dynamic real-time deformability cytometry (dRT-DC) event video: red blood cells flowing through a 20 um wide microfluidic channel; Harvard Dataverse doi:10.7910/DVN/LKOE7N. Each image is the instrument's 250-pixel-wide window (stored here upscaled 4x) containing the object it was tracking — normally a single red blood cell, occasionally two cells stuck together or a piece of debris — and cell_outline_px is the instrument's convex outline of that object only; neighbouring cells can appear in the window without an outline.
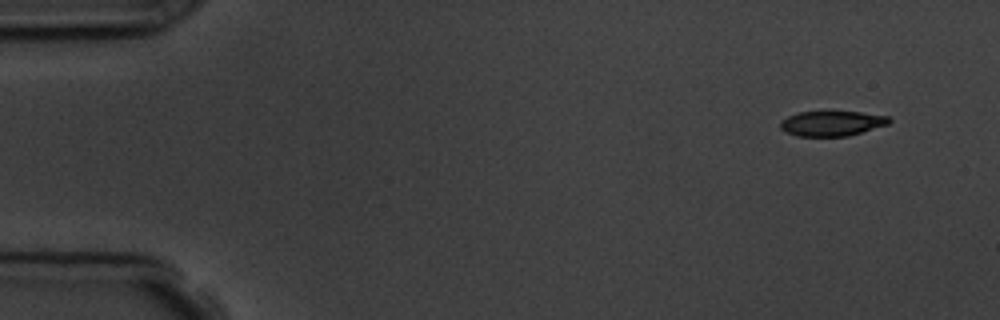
{"species": "common noctule bat (a hibernating species)", "species_latin": "Nyctalus noctula", "temperature_condition": "room temperature", "stored_images_in_passage": 7, "camera_frame_rate_fps": 3000, "um_per_image_px": 0.085, "animal": {"sex": "male", "body_mass_g": 19.5, "forearm_length_mm": 54.6}, "frame": {"image": 1, "passage_image": 1, "time_ms": 0.0, "image_size_px": [1000, 320], "cell_outline_px": [[892, 120], [888, 124], [848, 136], [796, 136], [780, 128], [780, 120], [788, 116], [800, 112], [832, 108], [888, 116]], "centroid_in_image_um": [70.7, 10.43], "position_along_channel_um": 14.3, "area_um2": 16.59}}
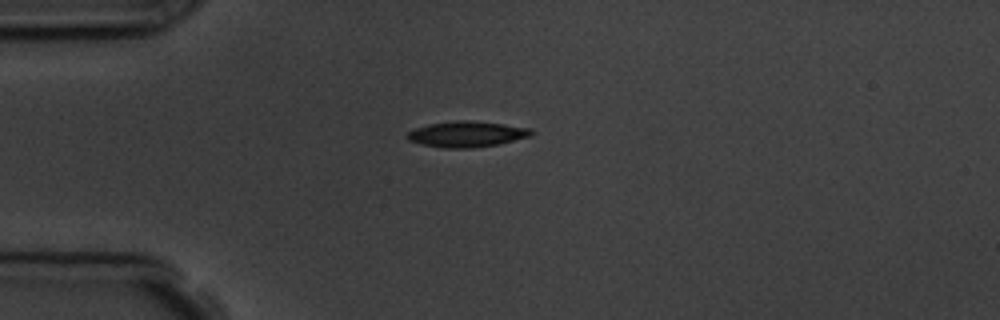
{"frame": {"image": 2, "passage_image": 4, "time_ms": 3.333, "image_size_px": [1000, 320], "cell_outline_px": [[532, 136], [496, 144], [472, 148], [444, 148], [424, 144], [408, 140], [404, 136], [408, 132], [416, 128], [428, 124], [456, 120], [468, 120], [504, 124], [532, 128]], "centroid_in_image_um": [39.67, 11.39], "position_along_channel_um": 45.3, "area_um2": 18.55}}
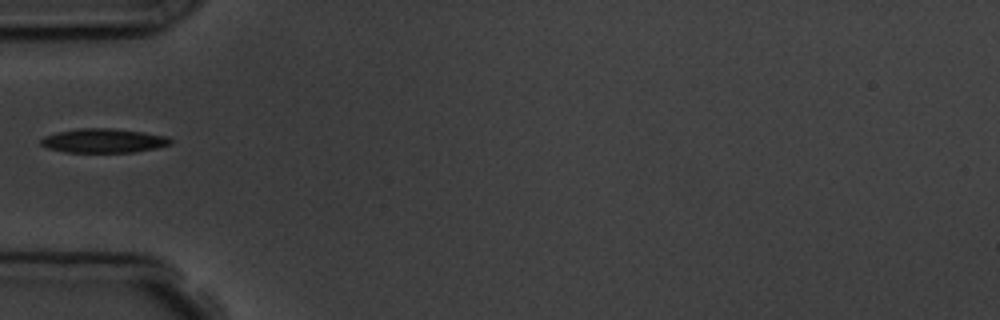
{"frame": {"image": 3, "passage_image": 5, "time_ms": 4.667, "image_size_px": [1000, 320], "cell_outline_px": [[172, 144], [156, 148], [132, 152], [64, 152], [48, 148], [40, 144], [40, 140], [44, 136], [56, 132], [76, 128], [112, 128], [168, 136], [172, 140]], "centroid_in_image_um": [8.78, 11.95], "position_along_channel_um": 76.2, "area_um2": 18.26}}